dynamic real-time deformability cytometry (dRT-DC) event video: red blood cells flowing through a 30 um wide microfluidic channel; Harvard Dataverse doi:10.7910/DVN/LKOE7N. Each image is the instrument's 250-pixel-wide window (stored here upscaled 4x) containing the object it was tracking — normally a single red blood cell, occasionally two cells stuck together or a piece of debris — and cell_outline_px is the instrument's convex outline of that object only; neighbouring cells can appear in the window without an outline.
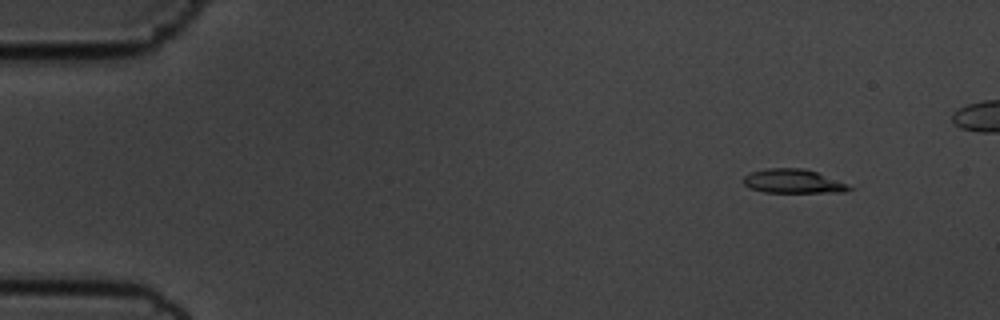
{"species": "common noctule bat (a hibernating species)", "species_latin": "Nyctalus noctula", "temperature_condition": "cold", "stored_images_in_passage": 47, "camera_frame_rate_fps": 3000, "um_per_image_px": 0.085, "animal": {"sex": "male", "body_mass_g": 19.5, "forearm_length_mm": 54.6}, "frame": {"image": 1, "passage_image": 1, "time_ms": 0.0, "image_size_px": [1000, 320], "cell_outline_px": [[852, 188], [844, 192], [764, 192], [748, 188], [740, 180], [744, 176], [752, 172], [764, 168], [804, 168], [816, 172], [844, 184]], "centroid_in_image_um": [67.29, 15.4], "position_along_channel_um": 17.7, "area_um2": 14.57}}
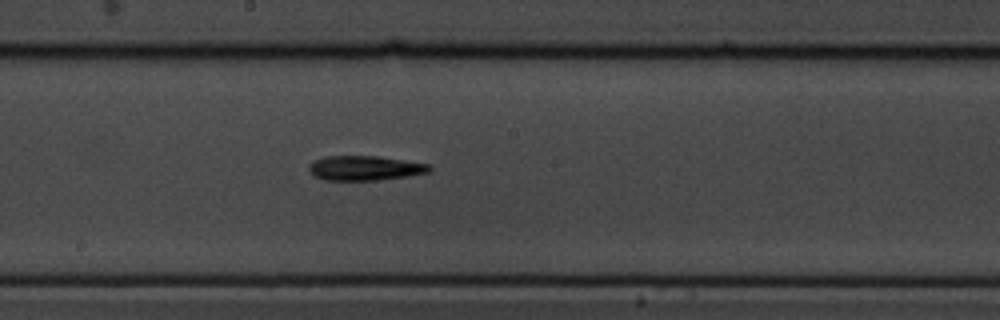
{"frame": {"image": 2, "passage_image": 26, "time_ms": 8.333, "image_size_px": [1000, 320], "cell_outline_px": [[432, 168], [428, 172], [408, 176], [380, 180], [324, 180], [316, 176], [308, 168], [316, 160], [324, 156], [376, 156], [432, 164]], "centroid_in_image_um": [31.08, 14.29], "position_along_channel_um": 217.1, "area_um2": 17.17}}
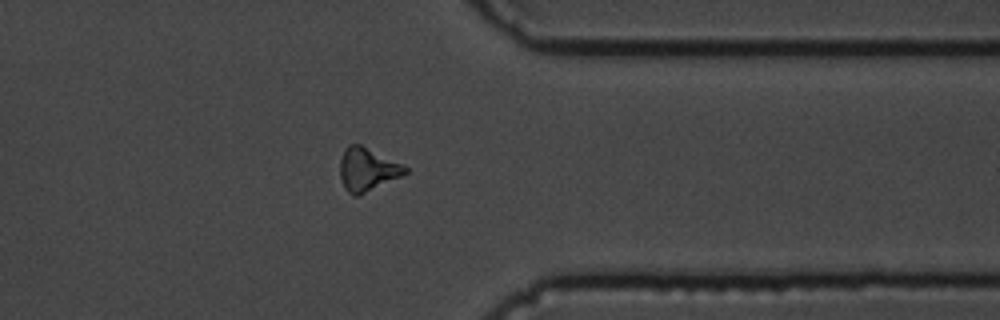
{"frame": {"image": 3, "passage_image": 40, "time_ms": 13.0, "image_size_px": [1000, 320], "cell_outline_px": [[408, 172], [360, 196], [352, 196], [344, 188], [340, 176], [340, 160], [344, 148], [348, 144], [360, 144], [404, 164], [408, 168]], "centroid_in_image_um": [31.21, 14.4], "position_along_channel_um": 380.2, "area_um2": 16.59}}